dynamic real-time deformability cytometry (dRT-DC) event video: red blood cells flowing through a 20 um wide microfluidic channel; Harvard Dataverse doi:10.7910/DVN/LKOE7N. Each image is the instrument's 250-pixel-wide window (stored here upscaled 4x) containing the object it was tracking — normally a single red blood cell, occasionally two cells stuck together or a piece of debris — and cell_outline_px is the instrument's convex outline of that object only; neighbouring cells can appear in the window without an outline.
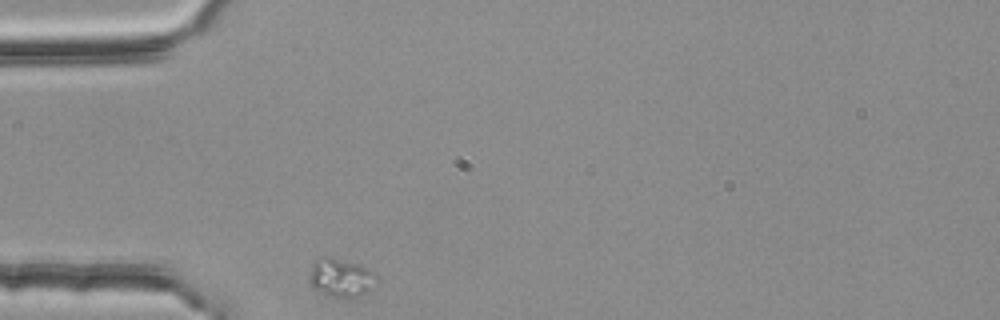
{"species": "common noctule bat (a hibernating species)", "species_latin": "Nyctalus noctula", "temperature_condition": "room temperature", "stored_images_in_passage": 20, "camera_frame_rate_fps": 3000, "um_per_image_px": 0.085, "animal": {"sex": "female", "body_mass_g": 25.1}, "frame": {"image": 1, "passage_image": 1, "time_ms": 0.0, "image_size_px": [1000, 320], "cell_outline_px": [[376, 276], [368, 288], [364, 292], [356, 296], [328, 296], [312, 288], [308, 280], [308, 276], [312, 264], [320, 256], [328, 256], [360, 264], [376, 272]], "centroid_in_image_um": [28.88, 23.55], "position_along_channel_um": 56.1, "area_um2": 14.8}}